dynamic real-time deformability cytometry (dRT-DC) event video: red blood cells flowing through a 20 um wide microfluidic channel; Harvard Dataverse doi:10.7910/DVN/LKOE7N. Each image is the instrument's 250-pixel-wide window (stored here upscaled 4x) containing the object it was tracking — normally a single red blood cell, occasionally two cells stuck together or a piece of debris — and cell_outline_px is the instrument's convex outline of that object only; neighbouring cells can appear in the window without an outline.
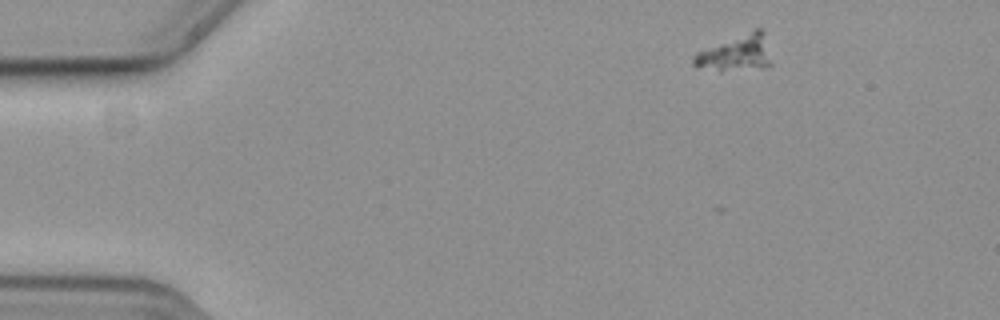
{"species": "common noctule bat (a hibernating species)", "species_latin": "Nyctalus noctula", "temperature_condition": "cold", "stored_images_in_passage": 41, "camera_frame_rate_fps": 3000, "um_per_image_px": 0.085, "animal": {"sex": "female", "body_mass_g": 19.3, "forearm_length_mm": 54.1}, "frame": {"image": 1, "passage_image": 3, "time_ms": 0.667, "image_size_px": [1000, 320], "cell_outline_px": [[772, 64], [768, 68], [720, 72], [696, 68], [692, 64], [692, 56], [696, 52], [756, 28], [760, 28], [764, 32]], "centroid_in_image_um": [62.54, 4.57], "position_along_channel_um": 22.5, "area_um2": 16.88}}
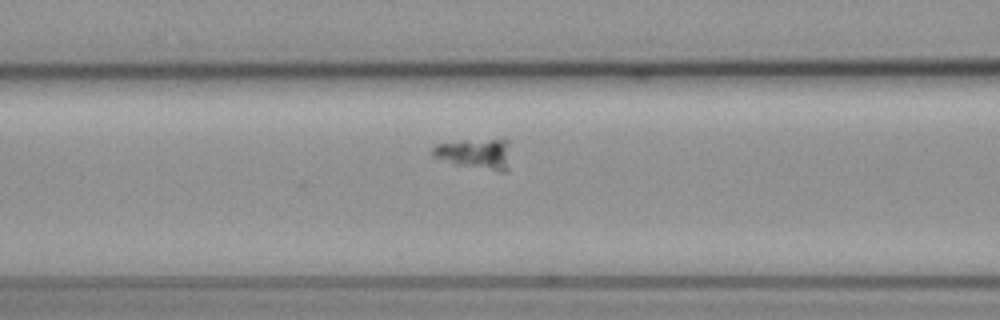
{"frame": {"image": 2, "passage_image": 19, "time_ms": 6.0, "image_size_px": [1000, 320], "cell_outline_px": [[508, 168], [504, 172], [500, 172], [456, 164], [432, 156], [432, 148], [436, 144], [464, 140], [508, 140]], "centroid_in_image_um": [40.39, 13.07], "position_along_channel_um": 126.2, "area_um2": 13.58}}
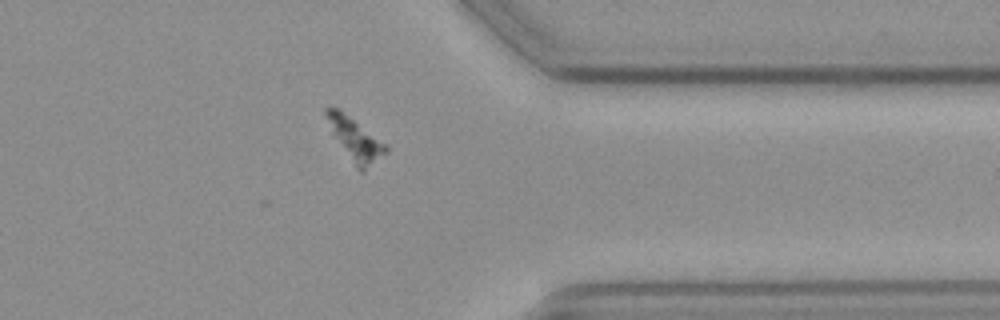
{"frame": {"image": 3, "passage_image": 41, "time_ms": 13.333, "image_size_px": [1000, 320], "cell_outline_px": [[388, 152], [364, 172], [360, 172], [356, 168], [332, 132], [324, 116], [324, 108], [332, 104], [340, 108], [388, 144]], "centroid_in_image_um": [30.2, 11.78], "position_along_channel_um": 381.2, "area_um2": 15.2}}